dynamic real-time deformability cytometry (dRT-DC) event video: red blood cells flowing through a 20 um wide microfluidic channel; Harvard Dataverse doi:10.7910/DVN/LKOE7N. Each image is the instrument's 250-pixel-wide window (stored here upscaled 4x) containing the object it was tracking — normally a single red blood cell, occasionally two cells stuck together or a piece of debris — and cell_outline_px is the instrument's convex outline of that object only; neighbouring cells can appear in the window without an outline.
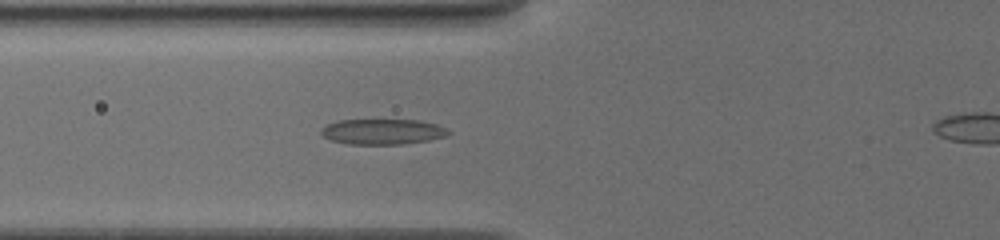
{"species": "common noctule bat (a hibernating species)", "species_latin": "Nyctalus noctula", "temperature_condition": "cold", "stored_images_in_passage": 41, "camera_frame_rate_fps": 3000, "um_per_image_px": 0.085, "animal": {"sex": "female", "body_mass_g": 19.5, "forearm_length_mm": 54.1}, "frame": {"image": 1, "passage_image": 12, "time_ms": 3.667, "image_size_px": [1000, 240], "cell_outline_px": [[452, 132], [444, 136], [428, 140], [404, 144], [348, 144], [332, 140], [324, 136], [320, 132], [328, 124], [340, 120], [420, 120], [436, 124]], "centroid_in_image_um": [32.54, 11.19], "position_along_channel_um": 93.3, "area_um2": 18.61}}
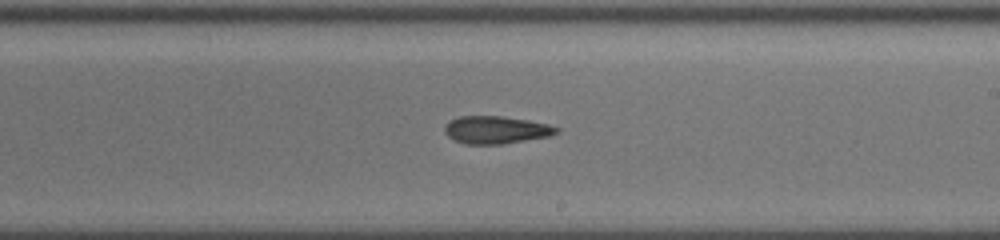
{"frame": {"image": 2, "passage_image": 24, "time_ms": 7.667, "image_size_px": [1000, 240], "cell_outline_px": [[560, 132], [548, 136], [500, 144], [464, 144], [448, 136], [444, 132], [444, 128], [448, 120], [460, 116], [500, 116], [528, 120], [548, 124], [560, 128]], "centroid_in_image_um": [42.14, 11.03], "position_along_channel_um": 246.9, "area_um2": 17.92}}
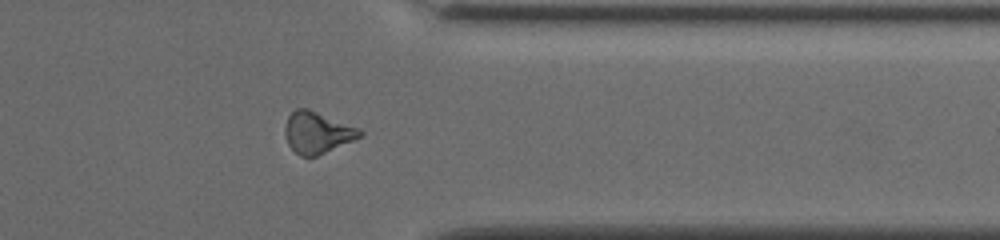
{"frame": {"image": 3, "passage_image": 35, "time_ms": 11.333, "image_size_px": [1000, 240], "cell_outline_px": [[364, 132], [360, 136], [352, 140], [316, 156], [300, 156], [288, 144], [284, 132], [284, 128], [288, 116], [296, 108], [308, 108], [360, 128]], "centroid_in_image_um": [26.94, 11.24], "position_along_channel_um": 384.5, "area_um2": 17.92}}